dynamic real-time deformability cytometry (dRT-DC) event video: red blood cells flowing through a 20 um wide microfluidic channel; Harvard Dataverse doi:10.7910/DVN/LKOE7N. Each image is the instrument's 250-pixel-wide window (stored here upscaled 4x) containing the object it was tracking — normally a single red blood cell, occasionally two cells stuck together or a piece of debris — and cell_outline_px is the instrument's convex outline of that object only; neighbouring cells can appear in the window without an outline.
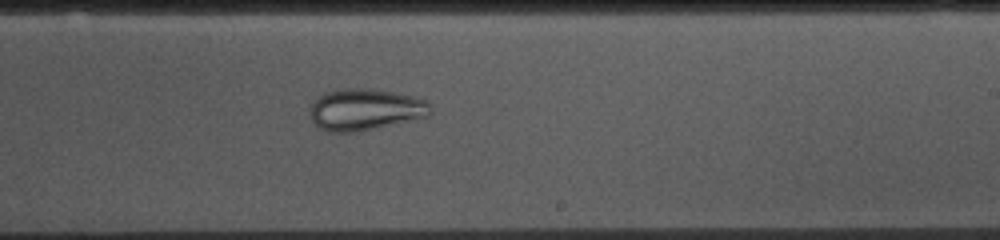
{"species": "common noctule bat (a hibernating species)", "species_latin": "Nyctalus noctula", "temperature_condition": "cold", "stored_images_in_passage": 53, "camera_frame_rate_fps": 3000, "um_per_image_px": 0.085, "animal": {"sex": "female", "body_mass_g": 10.0, "forearm_length_mm": 53.1}, "frame": {"image": 1, "passage_image": 31, "time_ms": 10.0, "image_size_px": [1000, 240], "cell_outline_px": [[432, 112], [428, 116], [356, 132], [328, 132], [320, 128], [312, 120], [308, 112], [308, 108], [316, 96], [324, 92], [340, 88], [360, 88], [392, 92], [412, 96], [428, 100], [432, 104]], "centroid_in_image_um": [31.0, 9.3], "position_along_channel_um": 258.0, "area_um2": 29.42}}
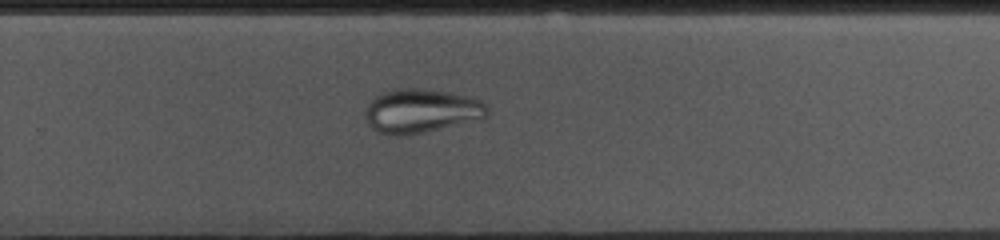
{"frame": {"image": 2, "passage_image": 34, "time_ms": 11.0, "image_size_px": [1000, 240], "cell_outline_px": [[488, 112], [480, 120], [424, 132], [404, 136], [392, 136], [376, 132], [368, 124], [364, 116], [364, 112], [368, 104], [380, 92], [396, 88], [420, 88], [448, 92], [468, 96], [480, 100], [488, 104]], "centroid_in_image_um": [35.78, 9.43], "position_along_channel_um": 294.0, "area_um2": 31.73}}
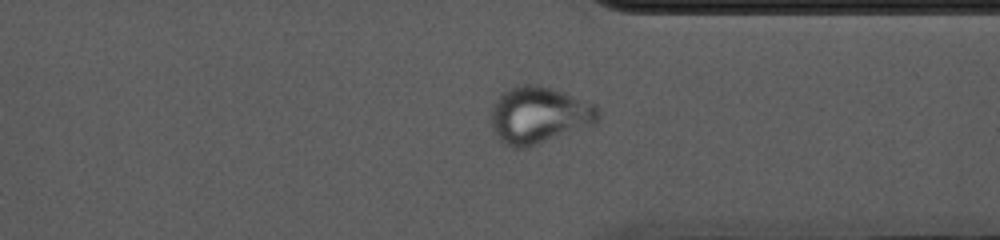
{"frame": {"image": 3, "passage_image": 40, "time_ms": 13.0, "image_size_px": [1000, 240], "cell_outline_px": [[600, 116], [596, 124], [528, 148], [512, 148], [500, 140], [492, 128], [492, 104], [508, 88], [516, 84], [536, 84], [564, 92], [596, 104], [600, 108]], "centroid_in_image_um": [45.85, 9.79], "position_along_channel_um": 365.5, "area_um2": 35.89}}